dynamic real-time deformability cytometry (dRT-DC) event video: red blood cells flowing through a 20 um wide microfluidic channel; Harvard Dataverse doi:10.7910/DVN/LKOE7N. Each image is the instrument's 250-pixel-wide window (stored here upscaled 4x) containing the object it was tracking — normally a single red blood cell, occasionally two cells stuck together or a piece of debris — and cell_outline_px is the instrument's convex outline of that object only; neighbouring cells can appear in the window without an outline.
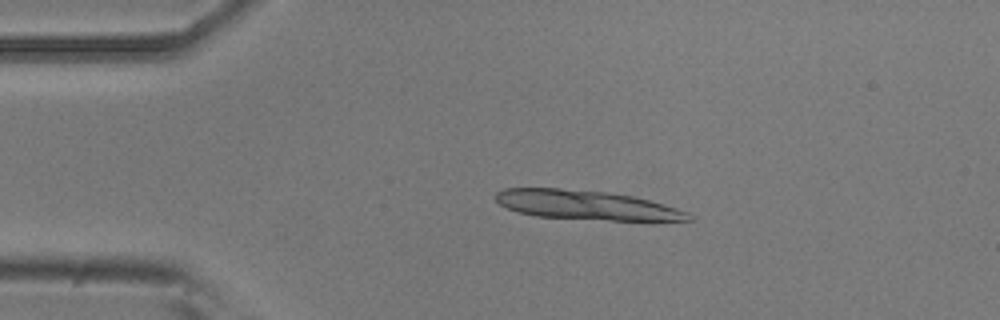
{"species": "common noctule bat (a hibernating species)", "species_latin": "Nyctalus noctula", "temperature_condition": "room temperature", "stored_images_in_passage": 4, "camera_frame_rate_fps": 3000, "um_per_image_px": 0.085, "animal": {"sex": "male", "body_mass_g": 20.5, "forearm_length_mm": 52.5}, "frame": {"image": 1, "passage_image": 3, "time_ms": 0.667, "image_size_px": [1000, 320], "cell_outline_px": [[692, 220], [608, 220], [536, 216], [520, 212], [508, 208], [500, 204], [496, 200], [496, 192], [504, 188], [560, 188], [604, 192], [632, 196], [648, 200], [676, 208], [688, 212], [692, 216]], "centroid_in_image_um": [49.81, 17.42], "position_along_channel_um": 35.2, "area_um2": 32.37}}